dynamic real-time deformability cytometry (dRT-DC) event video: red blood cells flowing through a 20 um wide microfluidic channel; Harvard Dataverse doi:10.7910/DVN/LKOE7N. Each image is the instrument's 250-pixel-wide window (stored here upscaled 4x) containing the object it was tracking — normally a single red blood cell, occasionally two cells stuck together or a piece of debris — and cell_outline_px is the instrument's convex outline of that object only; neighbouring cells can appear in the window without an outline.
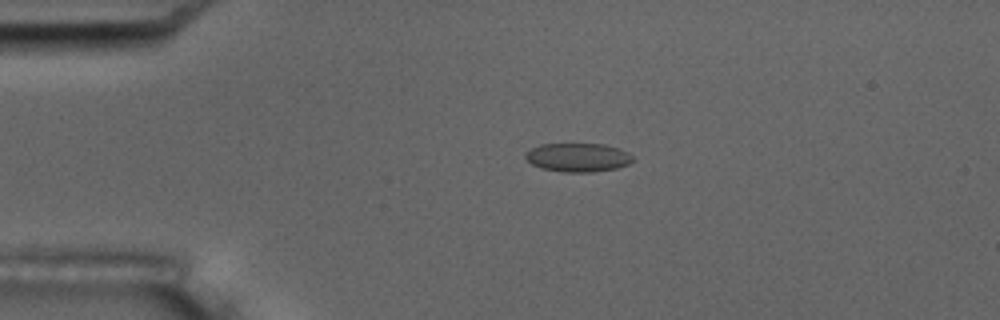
{"species": "common noctule bat (a hibernating species)", "species_latin": "Nyctalus noctula", "temperature_condition": "room temperature", "stored_images_in_passage": 4, "camera_frame_rate_fps": 3000, "um_per_image_px": 0.085, "animal": {"sex": "male", "body_mass_g": 17.5, "forearm_length_mm": 52.3}, "frame": {"image": 1, "passage_image": 3, "time_ms": 2.333, "image_size_px": [1000, 320], "cell_outline_px": [[636, 160], [628, 164], [616, 168], [592, 172], [564, 172], [540, 168], [532, 164], [524, 156], [524, 152], [540, 144], [604, 144], [620, 148], [628, 152]], "centroid_in_image_um": [49.13, 13.38], "position_along_channel_um": 35.9, "area_um2": 18.09}}